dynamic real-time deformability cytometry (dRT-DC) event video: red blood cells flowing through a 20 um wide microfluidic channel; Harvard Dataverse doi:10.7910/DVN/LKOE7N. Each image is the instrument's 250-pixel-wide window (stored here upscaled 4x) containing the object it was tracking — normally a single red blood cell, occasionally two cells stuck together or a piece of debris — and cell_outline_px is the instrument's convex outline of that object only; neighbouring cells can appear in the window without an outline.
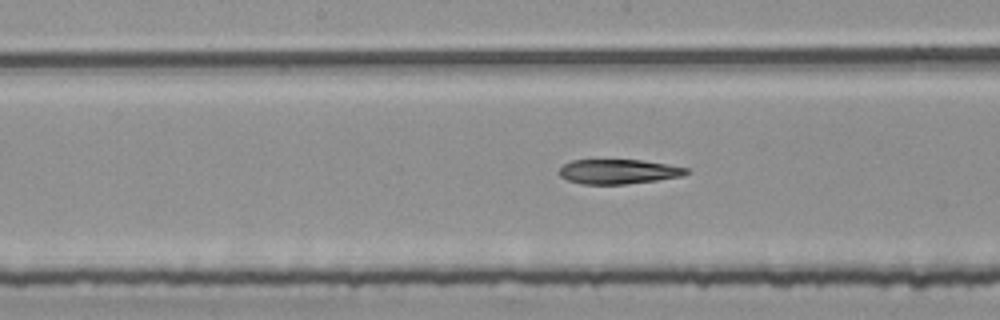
{"species": "common noctule bat (a hibernating species)", "species_latin": "Nyctalus noctula", "temperature_condition": "room temperature", "stored_images_in_passage": 53, "segment_of_instrument_passage": [2, 2], "camera_frame_rate_fps": 3000, "um_per_image_px": 0.085, "animal": {"sex": "female", "body_mass_g": 25.1}, "frame": {"image": 1, "passage_image": 27, "time_ms": 8.667, "image_size_px": [1000, 320], "cell_outline_px": [[692, 172], [684, 176], [656, 180], [624, 184], [580, 184], [568, 180], [560, 176], [556, 172], [564, 164], [572, 160], [640, 160], [688, 168]], "centroid_in_image_um": [52.55, 14.59], "position_along_channel_um": 195.6, "area_um2": 18.26}}
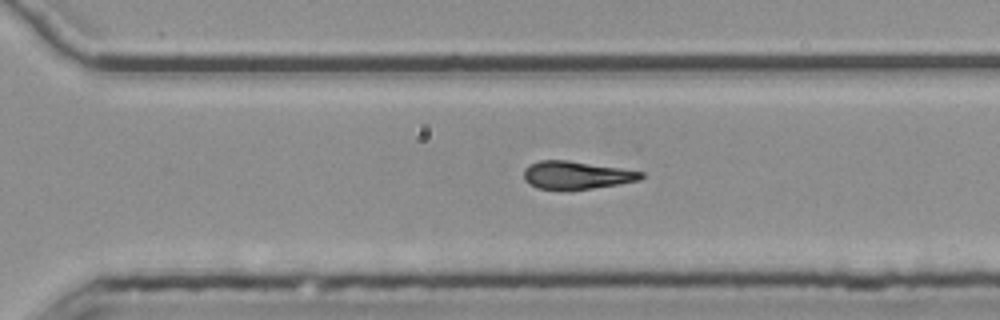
{"frame": {"image": 2, "passage_image": 37, "time_ms": 12.0, "image_size_px": [1000, 320], "cell_outline_px": [[644, 176], [640, 180], [620, 184], [592, 188], [536, 188], [528, 184], [524, 180], [524, 168], [528, 164], [540, 160], [568, 160], [620, 168], [644, 172]], "centroid_in_image_um": [48.98, 14.86], "position_along_channel_um": 321.6, "area_um2": 18.84}}
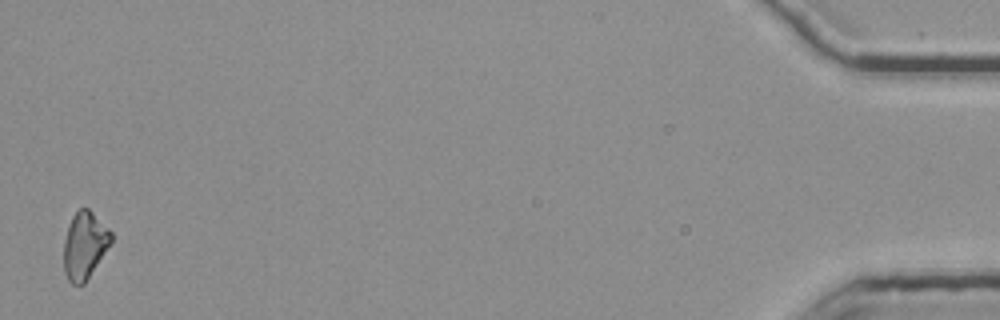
{"frame": {"image": 3, "passage_image": 53, "time_ms": 17.333, "image_size_px": [1000, 320], "cell_outline_px": [[112, 240], [84, 284], [72, 284], [68, 280], [64, 272], [64, 240], [68, 224], [72, 216], [80, 208], [88, 208], [112, 232]], "centroid_in_image_um": [7.17, 20.84], "position_along_channel_um": 428.0, "area_um2": 18.26}}